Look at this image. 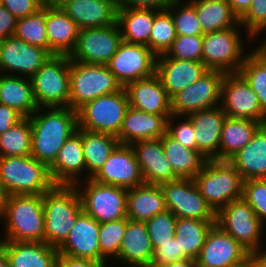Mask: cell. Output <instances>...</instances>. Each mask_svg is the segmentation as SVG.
I'll list each match as a JSON object with an SVG mask.
<instances>
[{"label": "cell", "instance_id": "obj_19", "mask_svg": "<svg viewBox=\"0 0 266 267\" xmlns=\"http://www.w3.org/2000/svg\"><path fill=\"white\" fill-rule=\"evenodd\" d=\"M86 170V162L82 145V128H78L61 147L49 172L55 185L74 186ZM80 176V177H79Z\"/></svg>", "mask_w": 266, "mask_h": 267}, {"label": "cell", "instance_id": "obj_4", "mask_svg": "<svg viewBox=\"0 0 266 267\" xmlns=\"http://www.w3.org/2000/svg\"><path fill=\"white\" fill-rule=\"evenodd\" d=\"M0 182L7 195H43L55 186L49 167L31 155L0 157Z\"/></svg>", "mask_w": 266, "mask_h": 267}, {"label": "cell", "instance_id": "obj_29", "mask_svg": "<svg viewBox=\"0 0 266 267\" xmlns=\"http://www.w3.org/2000/svg\"><path fill=\"white\" fill-rule=\"evenodd\" d=\"M154 249L145 222L132 221L127 218V226L116 257L130 267L150 266ZM124 261V262H123Z\"/></svg>", "mask_w": 266, "mask_h": 267}, {"label": "cell", "instance_id": "obj_34", "mask_svg": "<svg viewBox=\"0 0 266 267\" xmlns=\"http://www.w3.org/2000/svg\"><path fill=\"white\" fill-rule=\"evenodd\" d=\"M262 125L251 119L226 116L219 142V160H229L244 148Z\"/></svg>", "mask_w": 266, "mask_h": 267}, {"label": "cell", "instance_id": "obj_61", "mask_svg": "<svg viewBox=\"0 0 266 267\" xmlns=\"http://www.w3.org/2000/svg\"><path fill=\"white\" fill-rule=\"evenodd\" d=\"M260 45L253 49L257 54H259L264 60H266V38L264 41L259 43Z\"/></svg>", "mask_w": 266, "mask_h": 267}, {"label": "cell", "instance_id": "obj_18", "mask_svg": "<svg viewBox=\"0 0 266 267\" xmlns=\"http://www.w3.org/2000/svg\"><path fill=\"white\" fill-rule=\"evenodd\" d=\"M97 182L126 189L144 184L139 164L131 145L119 144L101 169L91 178Z\"/></svg>", "mask_w": 266, "mask_h": 267}, {"label": "cell", "instance_id": "obj_43", "mask_svg": "<svg viewBox=\"0 0 266 267\" xmlns=\"http://www.w3.org/2000/svg\"><path fill=\"white\" fill-rule=\"evenodd\" d=\"M126 226L127 218L100 224V263L107 264L108 259L118 256Z\"/></svg>", "mask_w": 266, "mask_h": 267}, {"label": "cell", "instance_id": "obj_59", "mask_svg": "<svg viewBox=\"0 0 266 267\" xmlns=\"http://www.w3.org/2000/svg\"><path fill=\"white\" fill-rule=\"evenodd\" d=\"M163 267H198L197 260L193 258H186L169 263Z\"/></svg>", "mask_w": 266, "mask_h": 267}, {"label": "cell", "instance_id": "obj_42", "mask_svg": "<svg viewBox=\"0 0 266 267\" xmlns=\"http://www.w3.org/2000/svg\"><path fill=\"white\" fill-rule=\"evenodd\" d=\"M14 36L32 46L46 49L49 52L45 24V4L36 13L17 19Z\"/></svg>", "mask_w": 266, "mask_h": 267}, {"label": "cell", "instance_id": "obj_48", "mask_svg": "<svg viewBox=\"0 0 266 267\" xmlns=\"http://www.w3.org/2000/svg\"><path fill=\"white\" fill-rule=\"evenodd\" d=\"M177 217L165 210L145 221L151 243H165L175 235Z\"/></svg>", "mask_w": 266, "mask_h": 267}, {"label": "cell", "instance_id": "obj_27", "mask_svg": "<svg viewBox=\"0 0 266 267\" xmlns=\"http://www.w3.org/2000/svg\"><path fill=\"white\" fill-rule=\"evenodd\" d=\"M45 24L51 55H69L74 49L79 27L57 5L48 0L45 3Z\"/></svg>", "mask_w": 266, "mask_h": 267}, {"label": "cell", "instance_id": "obj_60", "mask_svg": "<svg viewBox=\"0 0 266 267\" xmlns=\"http://www.w3.org/2000/svg\"><path fill=\"white\" fill-rule=\"evenodd\" d=\"M255 254L258 267H266V250L261 249Z\"/></svg>", "mask_w": 266, "mask_h": 267}, {"label": "cell", "instance_id": "obj_54", "mask_svg": "<svg viewBox=\"0 0 266 267\" xmlns=\"http://www.w3.org/2000/svg\"><path fill=\"white\" fill-rule=\"evenodd\" d=\"M108 265L87 258H74L63 254H58L57 257V267H106Z\"/></svg>", "mask_w": 266, "mask_h": 267}, {"label": "cell", "instance_id": "obj_2", "mask_svg": "<svg viewBox=\"0 0 266 267\" xmlns=\"http://www.w3.org/2000/svg\"><path fill=\"white\" fill-rule=\"evenodd\" d=\"M0 218L6 233L0 241L44 242L43 195H8Z\"/></svg>", "mask_w": 266, "mask_h": 267}, {"label": "cell", "instance_id": "obj_5", "mask_svg": "<svg viewBox=\"0 0 266 267\" xmlns=\"http://www.w3.org/2000/svg\"><path fill=\"white\" fill-rule=\"evenodd\" d=\"M193 179L216 213L231 201L242 198L243 180L228 160H207Z\"/></svg>", "mask_w": 266, "mask_h": 267}, {"label": "cell", "instance_id": "obj_50", "mask_svg": "<svg viewBox=\"0 0 266 267\" xmlns=\"http://www.w3.org/2000/svg\"><path fill=\"white\" fill-rule=\"evenodd\" d=\"M152 246L154 253L151 267H163L169 263L187 258L175 237L165 243H152Z\"/></svg>", "mask_w": 266, "mask_h": 267}, {"label": "cell", "instance_id": "obj_17", "mask_svg": "<svg viewBox=\"0 0 266 267\" xmlns=\"http://www.w3.org/2000/svg\"><path fill=\"white\" fill-rule=\"evenodd\" d=\"M51 56L46 49L32 46L14 35L7 37L0 40V74L21 73V77L31 78Z\"/></svg>", "mask_w": 266, "mask_h": 267}, {"label": "cell", "instance_id": "obj_58", "mask_svg": "<svg viewBox=\"0 0 266 267\" xmlns=\"http://www.w3.org/2000/svg\"><path fill=\"white\" fill-rule=\"evenodd\" d=\"M230 267H258L256 261V254L249 253L241 261L232 264Z\"/></svg>", "mask_w": 266, "mask_h": 267}, {"label": "cell", "instance_id": "obj_8", "mask_svg": "<svg viewBox=\"0 0 266 267\" xmlns=\"http://www.w3.org/2000/svg\"><path fill=\"white\" fill-rule=\"evenodd\" d=\"M33 93L39 107H69L70 59L52 55L31 77Z\"/></svg>", "mask_w": 266, "mask_h": 267}, {"label": "cell", "instance_id": "obj_52", "mask_svg": "<svg viewBox=\"0 0 266 267\" xmlns=\"http://www.w3.org/2000/svg\"><path fill=\"white\" fill-rule=\"evenodd\" d=\"M48 0H1L4 6L17 19L30 16L40 10Z\"/></svg>", "mask_w": 266, "mask_h": 267}, {"label": "cell", "instance_id": "obj_53", "mask_svg": "<svg viewBox=\"0 0 266 267\" xmlns=\"http://www.w3.org/2000/svg\"><path fill=\"white\" fill-rule=\"evenodd\" d=\"M172 0H115L117 10L154 9L166 10Z\"/></svg>", "mask_w": 266, "mask_h": 267}, {"label": "cell", "instance_id": "obj_20", "mask_svg": "<svg viewBox=\"0 0 266 267\" xmlns=\"http://www.w3.org/2000/svg\"><path fill=\"white\" fill-rule=\"evenodd\" d=\"M248 254L239 242L214 224L196 260L198 267H230Z\"/></svg>", "mask_w": 266, "mask_h": 267}, {"label": "cell", "instance_id": "obj_40", "mask_svg": "<svg viewBox=\"0 0 266 267\" xmlns=\"http://www.w3.org/2000/svg\"><path fill=\"white\" fill-rule=\"evenodd\" d=\"M32 128L29 117H23L0 135V157L31 155Z\"/></svg>", "mask_w": 266, "mask_h": 267}, {"label": "cell", "instance_id": "obj_31", "mask_svg": "<svg viewBox=\"0 0 266 267\" xmlns=\"http://www.w3.org/2000/svg\"><path fill=\"white\" fill-rule=\"evenodd\" d=\"M228 161L243 181L266 179V124L262 125L250 142Z\"/></svg>", "mask_w": 266, "mask_h": 267}, {"label": "cell", "instance_id": "obj_9", "mask_svg": "<svg viewBox=\"0 0 266 267\" xmlns=\"http://www.w3.org/2000/svg\"><path fill=\"white\" fill-rule=\"evenodd\" d=\"M238 27L242 28L240 23L236 27L203 34L202 63L208 70L238 73L248 54Z\"/></svg>", "mask_w": 266, "mask_h": 267}, {"label": "cell", "instance_id": "obj_49", "mask_svg": "<svg viewBox=\"0 0 266 267\" xmlns=\"http://www.w3.org/2000/svg\"><path fill=\"white\" fill-rule=\"evenodd\" d=\"M239 23L245 28L248 34L246 37H249L251 42L252 39L261 36L260 34L266 31V0H252L247 12L239 19Z\"/></svg>", "mask_w": 266, "mask_h": 267}, {"label": "cell", "instance_id": "obj_26", "mask_svg": "<svg viewBox=\"0 0 266 267\" xmlns=\"http://www.w3.org/2000/svg\"><path fill=\"white\" fill-rule=\"evenodd\" d=\"M125 90L129 106L146 113L162 116L172 115L171 98L156 74L129 83Z\"/></svg>", "mask_w": 266, "mask_h": 267}, {"label": "cell", "instance_id": "obj_11", "mask_svg": "<svg viewBox=\"0 0 266 267\" xmlns=\"http://www.w3.org/2000/svg\"><path fill=\"white\" fill-rule=\"evenodd\" d=\"M216 224L249 253L259 252L263 248L261 238L265 228L254 210L243 198L223 206L216 213Z\"/></svg>", "mask_w": 266, "mask_h": 267}, {"label": "cell", "instance_id": "obj_28", "mask_svg": "<svg viewBox=\"0 0 266 267\" xmlns=\"http://www.w3.org/2000/svg\"><path fill=\"white\" fill-rule=\"evenodd\" d=\"M169 118L170 116L146 113L129 106L116 137L120 144L125 145L147 139H160L167 132Z\"/></svg>", "mask_w": 266, "mask_h": 267}, {"label": "cell", "instance_id": "obj_39", "mask_svg": "<svg viewBox=\"0 0 266 267\" xmlns=\"http://www.w3.org/2000/svg\"><path fill=\"white\" fill-rule=\"evenodd\" d=\"M216 221H202L177 218L174 237L187 258L197 259L205 243L206 236Z\"/></svg>", "mask_w": 266, "mask_h": 267}, {"label": "cell", "instance_id": "obj_7", "mask_svg": "<svg viewBox=\"0 0 266 267\" xmlns=\"http://www.w3.org/2000/svg\"><path fill=\"white\" fill-rule=\"evenodd\" d=\"M83 180L85 182L80 181L74 186L79 193L84 213L99 224L127 218L128 189L100 183L91 178L84 177Z\"/></svg>", "mask_w": 266, "mask_h": 267}, {"label": "cell", "instance_id": "obj_63", "mask_svg": "<svg viewBox=\"0 0 266 267\" xmlns=\"http://www.w3.org/2000/svg\"><path fill=\"white\" fill-rule=\"evenodd\" d=\"M0 267H10L6 254L0 249Z\"/></svg>", "mask_w": 266, "mask_h": 267}, {"label": "cell", "instance_id": "obj_55", "mask_svg": "<svg viewBox=\"0 0 266 267\" xmlns=\"http://www.w3.org/2000/svg\"><path fill=\"white\" fill-rule=\"evenodd\" d=\"M17 18L0 4V40L13 36Z\"/></svg>", "mask_w": 266, "mask_h": 267}, {"label": "cell", "instance_id": "obj_41", "mask_svg": "<svg viewBox=\"0 0 266 267\" xmlns=\"http://www.w3.org/2000/svg\"><path fill=\"white\" fill-rule=\"evenodd\" d=\"M238 73L257 94L262 112L266 115V60L251 50Z\"/></svg>", "mask_w": 266, "mask_h": 267}, {"label": "cell", "instance_id": "obj_13", "mask_svg": "<svg viewBox=\"0 0 266 267\" xmlns=\"http://www.w3.org/2000/svg\"><path fill=\"white\" fill-rule=\"evenodd\" d=\"M122 41L117 22L102 28L80 29L75 47L68 57L76 62L106 65Z\"/></svg>", "mask_w": 266, "mask_h": 267}, {"label": "cell", "instance_id": "obj_44", "mask_svg": "<svg viewBox=\"0 0 266 267\" xmlns=\"http://www.w3.org/2000/svg\"><path fill=\"white\" fill-rule=\"evenodd\" d=\"M177 37L171 14L160 11L154 19L149 38V48L157 55L165 54Z\"/></svg>", "mask_w": 266, "mask_h": 267}, {"label": "cell", "instance_id": "obj_16", "mask_svg": "<svg viewBox=\"0 0 266 267\" xmlns=\"http://www.w3.org/2000/svg\"><path fill=\"white\" fill-rule=\"evenodd\" d=\"M220 106L226 116L266 124L257 94L239 73L226 74L221 87Z\"/></svg>", "mask_w": 266, "mask_h": 267}, {"label": "cell", "instance_id": "obj_35", "mask_svg": "<svg viewBox=\"0 0 266 267\" xmlns=\"http://www.w3.org/2000/svg\"><path fill=\"white\" fill-rule=\"evenodd\" d=\"M159 10L122 9L117 10L116 22L122 40L128 43L143 44L149 48V38L155 16Z\"/></svg>", "mask_w": 266, "mask_h": 267}, {"label": "cell", "instance_id": "obj_62", "mask_svg": "<svg viewBox=\"0 0 266 267\" xmlns=\"http://www.w3.org/2000/svg\"><path fill=\"white\" fill-rule=\"evenodd\" d=\"M7 196L8 195H7L6 191L4 190L3 185L0 182V215L3 212V209H4V206H5V203H6Z\"/></svg>", "mask_w": 266, "mask_h": 267}, {"label": "cell", "instance_id": "obj_32", "mask_svg": "<svg viewBox=\"0 0 266 267\" xmlns=\"http://www.w3.org/2000/svg\"><path fill=\"white\" fill-rule=\"evenodd\" d=\"M167 210L164 194L160 185L146 184L128 189L127 218L145 222Z\"/></svg>", "mask_w": 266, "mask_h": 267}, {"label": "cell", "instance_id": "obj_1", "mask_svg": "<svg viewBox=\"0 0 266 267\" xmlns=\"http://www.w3.org/2000/svg\"><path fill=\"white\" fill-rule=\"evenodd\" d=\"M29 119L31 156L49 167L66 140L77 131V111L70 107H39Z\"/></svg>", "mask_w": 266, "mask_h": 267}, {"label": "cell", "instance_id": "obj_21", "mask_svg": "<svg viewBox=\"0 0 266 267\" xmlns=\"http://www.w3.org/2000/svg\"><path fill=\"white\" fill-rule=\"evenodd\" d=\"M77 24L79 29L102 28L116 23L115 0H51Z\"/></svg>", "mask_w": 266, "mask_h": 267}, {"label": "cell", "instance_id": "obj_37", "mask_svg": "<svg viewBox=\"0 0 266 267\" xmlns=\"http://www.w3.org/2000/svg\"><path fill=\"white\" fill-rule=\"evenodd\" d=\"M196 9L203 33L236 27L238 17L227 0H189Z\"/></svg>", "mask_w": 266, "mask_h": 267}, {"label": "cell", "instance_id": "obj_14", "mask_svg": "<svg viewBox=\"0 0 266 267\" xmlns=\"http://www.w3.org/2000/svg\"><path fill=\"white\" fill-rule=\"evenodd\" d=\"M160 186L167 210L177 218L216 221V212L202 197L194 179H177Z\"/></svg>", "mask_w": 266, "mask_h": 267}, {"label": "cell", "instance_id": "obj_12", "mask_svg": "<svg viewBox=\"0 0 266 267\" xmlns=\"http://www.w3.org/2000/svg\"><path fill=\"white\" fill-rule=\"evenodd\" d=\"M226 73L208 70L196 82L171 98L172 114L178 119L192 112L220 105L221 87Z\"/></svg>", "mask_w": 266, "mask_h": 267}, {"label": "cell", "instance_id": "obj_3", "mask_svg": "<svg viewBox=\"0 0 266 267\" xmlns=\"http://www.w3.org/2000/svg\"><path fill=\"white\" fill-rule=\"evenodd\" d=\"M44 242L59 248L67 239L78 217L83 213L75 186L55 185L43 194Z\"/></svg>", "mask_w": 266, "mask_h": 267}, {"label": "cell", "instance_id": "obj_51", "mask_svg": "<svg viewBox=\"0 0 266 267\" xmlns=\"http://www.w3.org/2000/svg\"><path fill=\"white\" fill-rule=\"evenodd\" d=\"M183 117V121L175 125L173 120H176L177 116L172 114L167 120V133L184 147L196 150L195 128L187 116Z\"/></svg>", "mask_w": 266, "mask_h": 267}, {"label": "cell", "instance_id": "obj_45", "mask_svg": "<svg viewBox=\"0 0 266 267\" xmlns=\"http://www.w3.org/2000/svg\"><path fill=\"white\" fill-rule=\"evenodd\" d=\"M182 1L184 0H172L166 9L172 16L176 28V34L203 35L204 33L197 18L195 6L189 0L185 3ZM177 8L179 10H177Z\"/></svg>", "mask_w": 266, "mask_h": 267}, {"label": "cell", "instance_id": "obj_46", "mask_svg": "<svg viewBox=\"0 0 266 267\" xmlns=\"http://www.w3.org/2000/svg\"><path fill=\"white\" fill-rule=\"evenodd\" d=\"M202 44L203 35H177L164 55L178 60L202 62Z\"/></svg>", "mask_w": 266, "mask_h": 267}, {"label": "cell", "instance_id": "obj_56", "mask_svg": "<svg viewBox=\"0 0 266 267\" xmlns=\"http://www.w3.org/2000/svg\"><path fill=\"white\" fill-rule=\"evenodd\" d=\"M23 116L14 108L0 104V135L19 122Z\"/></svg>", "mask_w": 266, "mask_h": 267}, {"label": "cell", "instance_id": "obj_23", "mask_svg": "<svg viewBox=\"0 0 266 267\" xmlns=\"http://www.w3.org/2000/svg\"><path fill=\"white\" fill-rule=\"evenodd\" d=\"M187 117L195 128L196 150L207 160H219V142L226 119L221 106L192 112Z\"/></svg>", "mask_w": 266, "mask_h": 267}, {"label": "cell", "instance_id": "obj_10", "mask_svg": "<svg viewBox=\"0 0 266 267\" xmlns=\"http://www.w3.org/2000/svg\"><path fill=\"white\" fill-rule=\"evenodd\" d=\"M129 99L125 88L99 96L77 110L78 128L117 136L121 129Z\"/></svg>", "mask_w": 266, "mask_h": 267}, {"label": "cell", "instance_id": "obj_38", "mask_svg": "<svg viewBox=\"0 0 266 267\" xmlns=\"http://www.w3.org/2000/svg\"><path fill=\"white\" fill-rule=\"evenodd\" d=\"M119 144L118 138L112 134L92 132L82 128L87 179L92 178L101 169Z\"/></svg>", "mask_w": 266, "mask_h": 267}, {"label": "cell", "instance_id": "obj_22", "mask_svg": "<svg viewBox=\"0 0 266 267\" xmlns=\"http://www.w3.org/2000/svg\"><path fill=\"white\" fill-rule=\"evenodd\" d=\"M137 162L146 184L161 185L179 179L166 158L161 139H147L133 143Z\"/></svg>", "mask_w": 266, "mask_h": 267}, {"label": "cell", "instance_id": "obj_33", "mask_svg": "<svg viewBox=\"0 0 266 267\" xmlns=\"http://www.w3.org/2000/svg\"><path fill=\"white\" fill-rule=\"evenodd\" d=\"M0 104L14 108L23 117H30L39 108L34 98L31 78L1 74Z\"/></svg>", "mask_w": 266, "mask_h": 267}, {"label": "cell", "instance_id": "obj_24", "mask_svg": "<svg viewBox=\"0 0 266 267\" xmlns=\"http://www.w3.org/2000/svg\"><path fill=\"white\" fill-rule=\"evenodd\" d=\"M207 71L202 62L178 60L164 54L157 56L156 59L155 74L170 98L192 85Z\"/></svg>", "mask_w": 266, "mask_h": 267}, {"label": "cell", "instance_id": "obj_6", "mask_svg": "<svg viewBox=\"0 0 266 267\" xmlns=\"http://www.w3.org/2000/svg\"><path fill=\"white\" fill-rule=\"evenodd\" d=\"M69 86V107L76 111L99 96L112 94L123 88L107 65L72 60Z\"/></svg>", "mask_w": 266, "mask_h": 267}, {"label": "cell", "instance_id": "obj_25", "mask_svg": "<svg viewBox=\"0 0 266 267\" xmlns=\"http://www.w3.org/2000/svg\"><path fill=\"white\" fill-rule=\"evenodd\" d=\"M99 229L100 224L83 212L65 242L57 249L58 253L100 262Z\"/></svg>", "mask_w": 266, "mask_h": 267}, {"label": "cell", "instance_id": "obj_57", "mask_svg": "<svg viewBox=\"0 0 266 267\" xmlns=\"http://www.w3.org/2000/svg\"><path fill=\"white\" fill-rule=\"evenodd\" d=\"M232 12L240 19L249 9L252 0H227Z\"/></svg>", "mask_w": 266, "mask_h": 267}, {"label": "cell", "instance_id": "obj_30", "mask_svg": "<svg viewBox=\"0 0 266 267\" xmlns=\"http://www.w3.org/2000/svg\"><path fill=\"white\" fill-rule=\"evenodd\" d=\"M10 267H57V248L45 242L0 241Z\"/></svg>", "mask_w": 266, "mask_h": 267}, {"label": "cell", "instance_id": "obj_36", "mask_svg": "<svg viewBox=\"0 0 266 267\" xmlns=\"http://www.w3.org/2000/svg\"><path fill=\"white\" fill-rule=\"evenodd\" d=\"M166 158L179 179H193L207 159L197 150L184 147L167 132L160 138Z\"/></svg>", "mask_w": 266, "mask_h": 267}, {"label": "cell", "instance_id": "obj_15", "mask_svg": "<svg viewBox=\"0 0 266 267\" xmlns=\"http://www.w3.org/2000/svg\"><path fill=\"white\" fill-rule=\"evenodd\" d=\"M157 55L146 45L122 41L106 64L125 88L129 83L155 74Z\"/></svg>", "mask_w": 266, "mask_h": 267}, {"label": "cell", "instance_id": "obj_47", "mask_svg": "<svg viewBox=\"0 0 266 267\" xmlns=\"http://www.w3.org/2000/svg\"><path fill=\"white\" fill-rule=\"evenodd\" d=\"M242 198L251 206L266 228V179L243 181Z\"/></svg>", "mask_w": 266, "mask_h": 267}]
</instances>
